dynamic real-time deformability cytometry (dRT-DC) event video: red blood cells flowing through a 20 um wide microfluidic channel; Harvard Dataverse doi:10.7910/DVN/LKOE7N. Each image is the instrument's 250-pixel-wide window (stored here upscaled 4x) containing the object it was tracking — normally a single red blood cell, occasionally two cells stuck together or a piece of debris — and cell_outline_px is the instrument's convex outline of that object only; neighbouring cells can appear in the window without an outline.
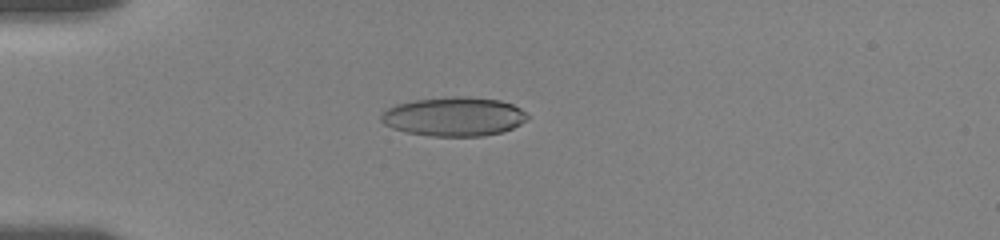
{"species": "human", "species_latin": "Homo sapiens", "temperature_condition": "room temperature", "stored_images_in_passage": 36, "camera_frame_rate_fps": 3000, "um_per_image_px": 0.085, "donor": {"sex": "female"}, "frame": {"image": 1, "passage_image": 11, "time_ms": 5.0, "image_size_px": [1000, 240], "cell_outline_px": [[528, 116], [520, 124], [504, 132], [484, 136], [428, 136], [408, 132], [392, 128], [384, 124], [380, 120], [380, 116], [388, 108], [396, 104], [416, 100], [452, 96], [464, 96], [500, 100], [512, 104], [520, 108]], "centroid_in_image_um": [38.58, 9.91], "position_along_channel_um": 46.4, "area_um2": 33.23}}
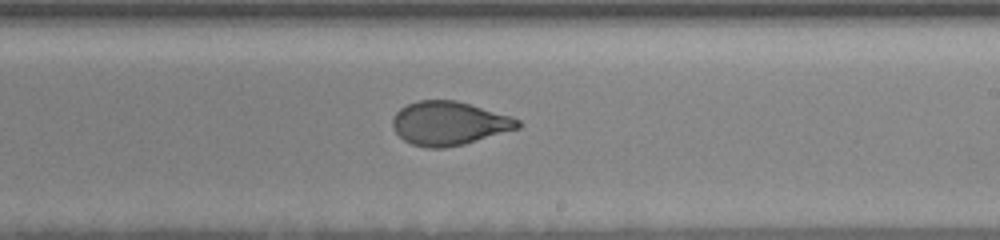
{"frame": {"image": 2, "passage_image": 22, "time_ms": 11.333, "image_size_px": [1000, 240], "cell_outline_px": [[524, 124], [520, 128], [464, 144], [444, 148], [428, 148], [412, 144], [404, 140], [392, 128], [392, 116], [400, 108], [408, 104], [420, 100], [456, 100], [512, 116], [520, 120]], "centroid_in_image_um": [38.19, 10.48], "position_along_channel_um": 250.8, "area_um2": 32.08}}
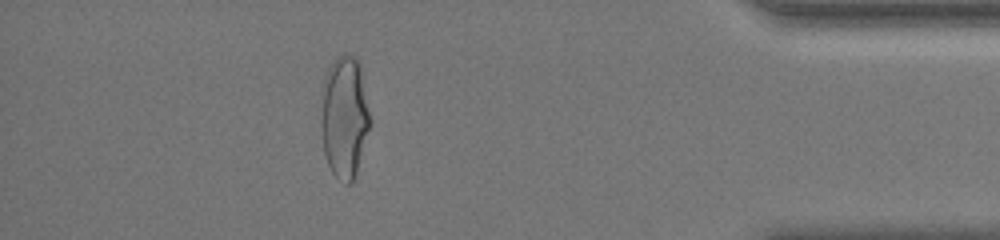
{"frame": {"image": 3, "passage_image": 33, "time_ms": 16.667, "image_size_px": [1000, 240], "cell_outline_px": [[372, 120], [356, 172], [352, 180], [348, 184], [344, 184], [332, 172], [328, 164], [324, 152], [320, 120], [324, 92], [328, 68], [340, 56], [352, 56], [360, 64]], "centroid_in_image_um": [29.31, 9.99], "position_along_channel_um": 405.9, "area_um2": 34.28}, "authors_computed_cell_mechanics": {"area_um2": 32.8015, "velocity_mm_per_s": 3.5969, "shape_relaxation_time_tau1_ms": 6.9918, "shape_relaxation_time_tau2_ms": 0.9128, "deformation_change_tau1": 0.1822, "deformation_change_tau2": 0.061}}